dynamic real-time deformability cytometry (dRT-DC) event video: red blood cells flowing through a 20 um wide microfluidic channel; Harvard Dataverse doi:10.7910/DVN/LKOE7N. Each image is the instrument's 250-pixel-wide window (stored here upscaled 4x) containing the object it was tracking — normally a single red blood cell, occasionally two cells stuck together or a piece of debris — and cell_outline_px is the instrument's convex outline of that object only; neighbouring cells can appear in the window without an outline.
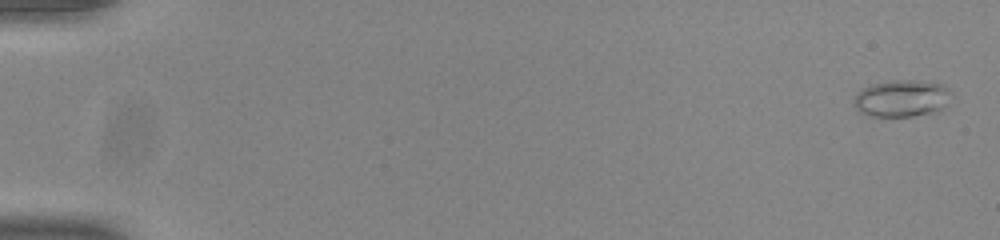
{"species": "common noctule bat (a hibernating species)", "species_latin": "Nyctalus noctula", "temperature_condition": "room temperature", "stored_images_in_passage": 54, "camera_frame_rate_fps": 3000, "um_per_image_px": 0.085, "animal": {"sex": "male", "body_mass_g": 20.0, "forearm_length_mm": 53.3}, "frame": {"image": 1, "passage_image": 2, "time_ms": 0.333, "image_size_px": [1000, 240], "cell_outline_px": [[952, 92], [940, 108], [932, 112], [912, 116], [872, 116], [860, 112], [856, 108], [852, 100], [864, 88], [872, 84], [892, 80], [916, 80], [940, 84], [948, 88]], "centroid_in_image_um": [76.6, 8.35], "position_along_channel_um": 8.4, "area_um2": 20.46}}
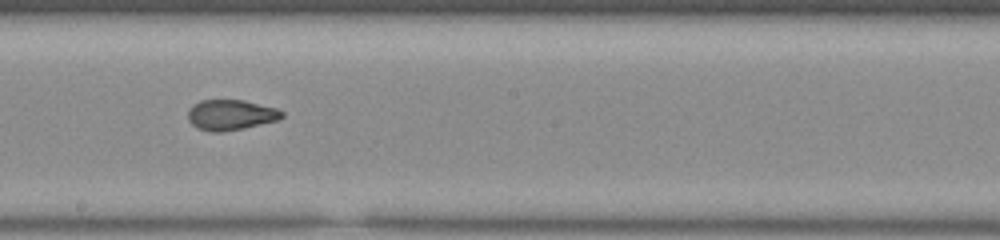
{"frame": {"image": 2, "passage_image": 32, "time_ms": 10.333, "image_size_px": [1000, 240], "cell_outline_px": [[284, 116], [276, 120], [244, 128], [224, 132], [212, 132], [196, 128], [188, 120], [188, 108], [192, 104], [200, 100], [244, 100], [276, 108], [284, 112]], "centroid_in_image_um": [19.57, 9.76], "position_along_channel_um": 228.6, "area_um2": 16.76}}
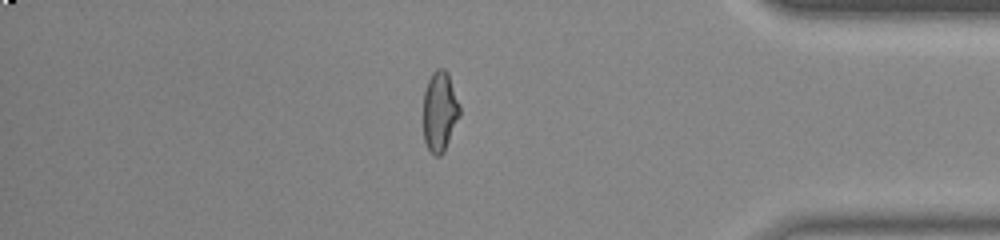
{"frame": {"image": 3, "passage_image": 47, "time_ms": 15.333, "image_size_px": [1000, 240], "cell_outline_px": [[460, 116], [444, 152], [440, 156], [436, 156], [428, 148], [424, 140], [424, 92], [428, 80], [432, 72], [436, 68], [444, 68], [448, 72], [460, 104]], "centroid_in_image_um": [37.4, 9.44], "position_along_channel_um": 397.8, "area_um2": 17.11}, "authors_computed_cell_mechanics": {"area_um2": 17.4267, "velocity_mm_per_s": 3.9064, "shape_relaxation_time_tau1_ms": 5.8341, "shape_relaxation_time_tau2_ms": 1.2546, "deformation_change_tau1": 0.2101, "deformation_change_tau2": 0.0694}}